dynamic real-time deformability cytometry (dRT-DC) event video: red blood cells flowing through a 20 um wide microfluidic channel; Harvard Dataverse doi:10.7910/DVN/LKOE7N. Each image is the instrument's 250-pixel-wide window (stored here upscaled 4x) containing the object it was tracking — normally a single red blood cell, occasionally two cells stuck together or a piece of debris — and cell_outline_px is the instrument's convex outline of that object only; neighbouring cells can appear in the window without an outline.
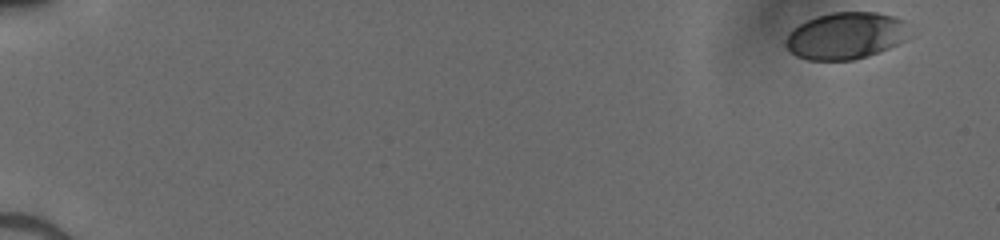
{"species": "human", "species_latin": "Homo sapiens", "temperature_condition": "cold", "stored_images_in_passage": 50, "camera_frame_rate_fps": 3000, "um_per_image_px": 0.085, "donor": {"sex": "male"}, "frame": {"image": 1, "passage_image": 1, "time_ms": 0.0, "image_size_px": [1000, 240], "cell_outline_px": [[912, 36], [888, 48], [852, 60], [808, 60], [796, 56], [788, 48], [788, 36], [800, 24], [816, 16], [832, 12], [876, 12], [892, 16], [904, 20]], "centroid_in_image_um": [71.95, 3.03], "position_along_channel_um": 13.1, "area_um2": 33.29}}
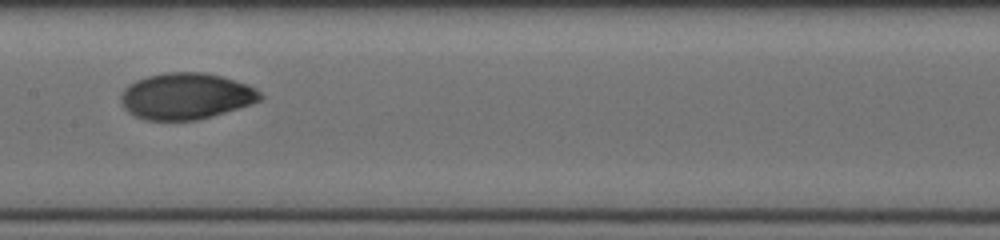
{"frame": {"image": 2, "passage_image": 27, "time_ms": 8.667, "image_size_px": [1000, 240], "cell_outline_px": [[264, 96], [260, 100], [252, 104], [212, 116], [196, 120], [144, 120], [128, 112], [120, 104], [120, 96], [124, 88], [128, 84], [136, 80], [148, 76], [164, 72], [204, 72], [220, 76], [248, 84], [256, 88]], "centroid_in_image_um": [15.79, 8.17], "position_along_channel_um": 191.6, "area_um2": 37.86}}
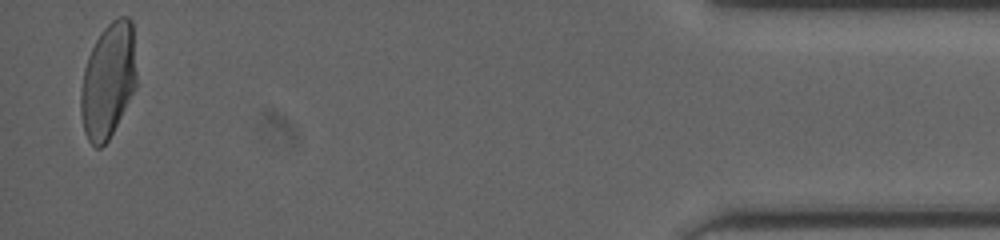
{"frame": {"image": 3, "passage_image": 49, "time_ms": 16.0, "image_size_px": [1000, 240], "cell_outline_px": [[136, 88], [108, 140], [100, 148], [96, 148], [88, 140], [84, 132], [80, 112], [80, 88], [84, 68], [88, 56], [96, 40], [104, 28], [116, 16], [128, 16], [132, 20], [136, 72]], "centroid_in_image_um": [9.18, 6.84], "position_along_channel_um": 426.0, "area_um2": 37.51}}